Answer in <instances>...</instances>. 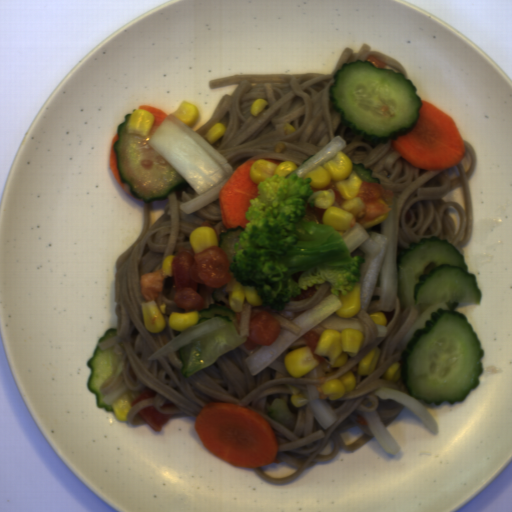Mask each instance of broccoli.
Segmentation results:
<instances>
[{"label": "broccoli", "instance_id": "obj_1", "mask_svg": "<svg viewBox=\"0 0 512 512\" xmlns=\"http://www.w3.org/2000/svg\"><path fill=\"white\" fill-rule=\"evenodd\" d=\"M311 182L296 172L258 182V196L244 213L249 222L232 247L229 273L276 311L282 312L302 290L325 282H330V294L348 295L366 263L351 256L332 225L304 220L305 205L316 204Z\"/></svg>", "mask_w": 512, "mask_h": 512}]
</instances>
